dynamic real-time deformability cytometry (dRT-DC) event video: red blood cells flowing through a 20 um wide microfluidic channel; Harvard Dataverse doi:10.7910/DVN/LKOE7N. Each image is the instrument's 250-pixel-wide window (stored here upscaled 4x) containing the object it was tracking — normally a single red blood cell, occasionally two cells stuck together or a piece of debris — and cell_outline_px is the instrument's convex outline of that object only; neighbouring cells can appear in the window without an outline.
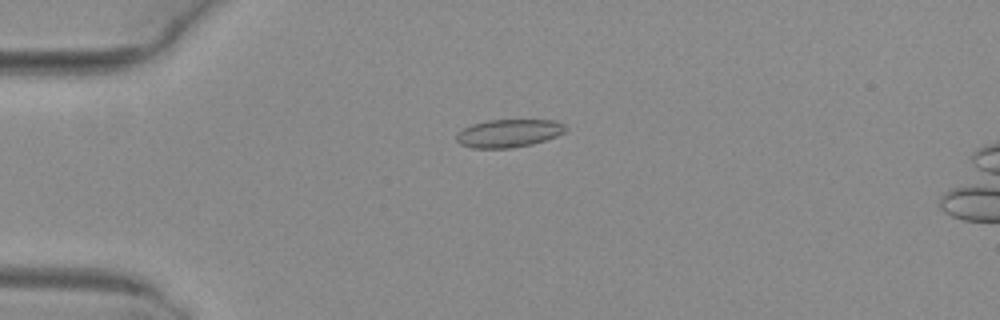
{"species": "common noctule bat (a hibernating species)", "species_latin": "Nyctalus noctula", "temperature_condition": "warm", "stored_images_in_passage": 50, "camera_frame_rate_fps": 3000, "um_per_image_px": 0.085, "animal": {"sex": "female", "body_mass_g": 29.2, "forearm_length_mm": 56.3}, "frame": {"image": 1, "passage_image": 12, "time_ms": 3.667, "image_size_px": [1000, 320], "cell_outline_px": [[568, 128], [564, 132], [556, 136], [532, 144], [508, 148], [472, 148], [460, 144], [456, 140], [456, 136], [464, 128], [472, 124], [488, 120], [556, 120], [564, 124]], "centroid_in_image_um": [43.25, 11.32], "position_along_channel_um": 41.7, "area_um2": 17.69}}
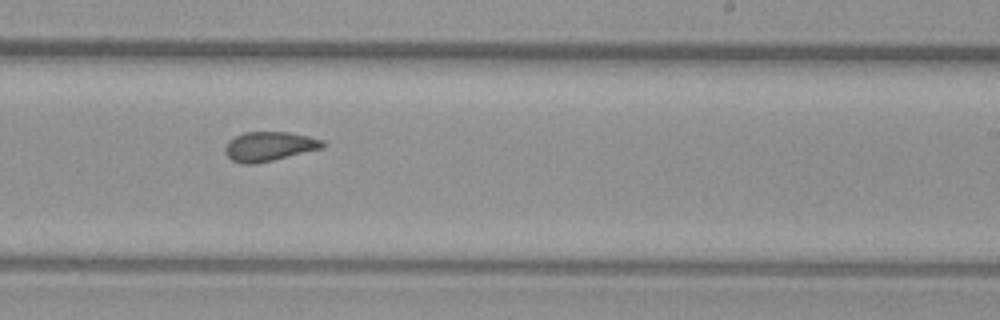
{"frame": {"image": 2, "passage_image": 31, "time_ms": 10.0, "image_size_px": [1000, 320], "cell_outline_px": [[328, 144], [324, 148], [256, 164], [244, 164], [232, 160], [224, 152], [224, 148], [228, 140], [244, 132], [288, 132], [308, 136], [324, 140]], "centroid_in_image_um": [22.91, 12.44], "position_along_channel_um": 266.1, "area_um2": 16.88}}
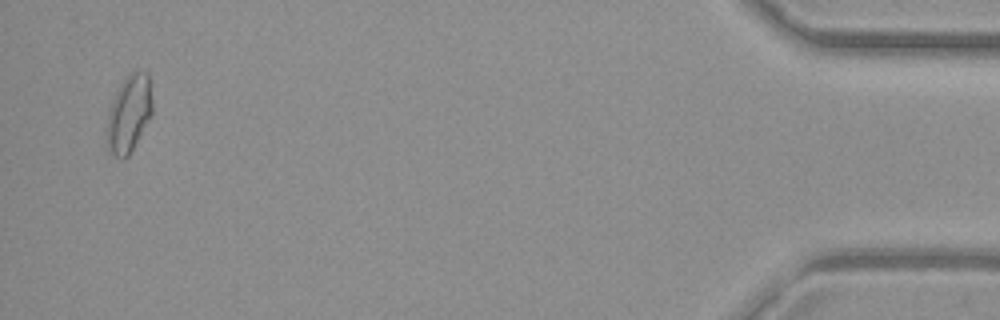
{"frame": {"image": 3, "passage_image": 49, "time_ms": 16.0, "image_size_px": [1000, 320], "cell_outline_px": [[152, 112], [128, 156], [124, 160], [116, 156], [108, 148], [104, 140], [104, 136], [108, 112], [116, 92], [120, 84], [136, 68], [148, 72], [152, 100]], "centroid_in_image_um": [10.93, 9.65], "position_along_channel_um": 424.3, "area_um2": 20.52}, "authors_computed_cell_mechanics": {"area_um2": 17.2533, "velocity_mm_per_s": 4.0401, "shape_relaxation_time_tau1_ms": null, "shape_relaxation_time_tau2_ms": 1.0834, "deformation_change_tau1": null, "deformation_change_tau2": 0.0658}}